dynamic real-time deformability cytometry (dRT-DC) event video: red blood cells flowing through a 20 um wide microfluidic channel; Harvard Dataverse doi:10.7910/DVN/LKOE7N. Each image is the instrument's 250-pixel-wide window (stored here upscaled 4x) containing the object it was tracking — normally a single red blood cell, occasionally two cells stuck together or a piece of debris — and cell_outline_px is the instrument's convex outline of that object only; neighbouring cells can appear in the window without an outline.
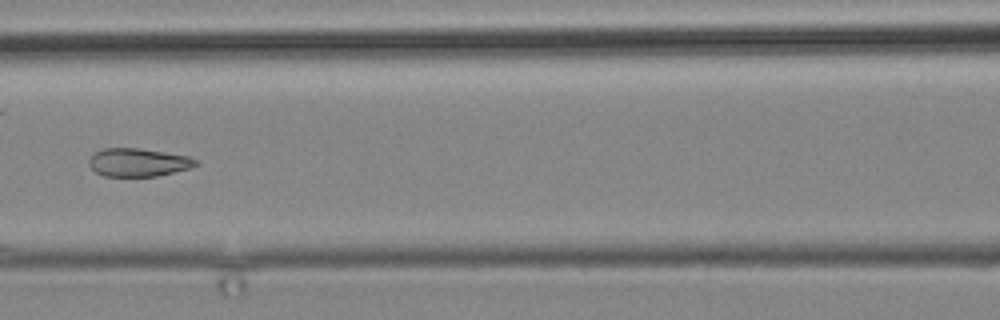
{"species": "common noctule bat (a hibernating species)", "species_latin": "Nyctalus noctula", "temperature_condition": "cold", "stored_images_in_passage": 4, "camera_frame_rate_fps": 3000, "um_per_image_px": 0.085, "animal": {"sex": "male", "body_mass_g": 19.2, "forearm_length_mm": 51.8}, "frame": {"image": 1, "passage_image": 3, "time_ms": 2.333, "image_size_px": [1000, 320], "cell_outline_px": [[200, 164], [188, 168], [156, 176], [104, 176], [96, 172], [88, 164], [88, 160], [96, 152], [104, 148], [136, 148], [164, 152], [188, 156], [196, 160]], "centroid_in_image_um": [11.73, 13.8], "position_along_channel_um": 154.9, "area_um2": 17.28}}
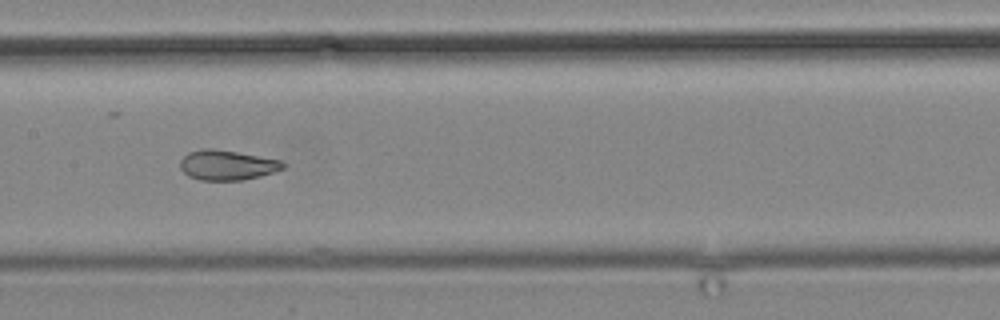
{"frame": {"image": 2, "passage_image": 4, "time_ms": 3.333, "image_size_px": [1000, 320], "cell_outline_px": [[284, 168], [260, 176], [244, 180], [200, 180], [188, 176], [180, 168], [180, 160], [188, 152], [200, 148], [212, 148], [236, 152], [280, 160], [284, 164]], "centroid_in_image_um": [19.25, 14.03], "position_along_channel_um": 188.2, "area_um2": 17.86}}